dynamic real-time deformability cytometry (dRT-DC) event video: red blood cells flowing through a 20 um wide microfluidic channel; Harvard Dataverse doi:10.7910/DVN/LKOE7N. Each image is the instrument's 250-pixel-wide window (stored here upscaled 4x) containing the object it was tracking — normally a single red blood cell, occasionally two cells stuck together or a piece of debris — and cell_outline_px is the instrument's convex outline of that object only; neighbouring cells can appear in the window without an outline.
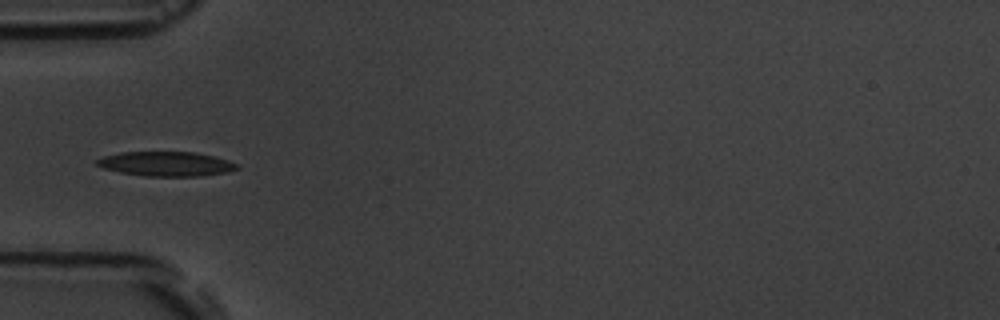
{"species": "common noctule bat (a hibernating species)", "species_latin": "Nyctalus noctula", "temperature_condition": "room temperature", "stored_images_in_passage": 5, "camera_frame_rate_fps": 3000, "um_per_image_px": 0.085, "animal": {"sex": "male", "body_mass_g": 19.5, "forearm_length_mm": 54.6}, "frame": {"image": 1, "passage_image": 5, "time_ms": 4.333, "image_size_px": [1000, 320], "cell_outline_px": [[240, 168], [228, 172], [200, 176], [144, 176], [120, 172], [104, 168], [96, 164], [96, 160], [104, 156], [120, 152], [196, 152], [216, 156], [240, 164]], "centroid_in_image_um": [14.18, 13.93], "position_along_channel_um": 70.8, "area_um2": 20.17}}